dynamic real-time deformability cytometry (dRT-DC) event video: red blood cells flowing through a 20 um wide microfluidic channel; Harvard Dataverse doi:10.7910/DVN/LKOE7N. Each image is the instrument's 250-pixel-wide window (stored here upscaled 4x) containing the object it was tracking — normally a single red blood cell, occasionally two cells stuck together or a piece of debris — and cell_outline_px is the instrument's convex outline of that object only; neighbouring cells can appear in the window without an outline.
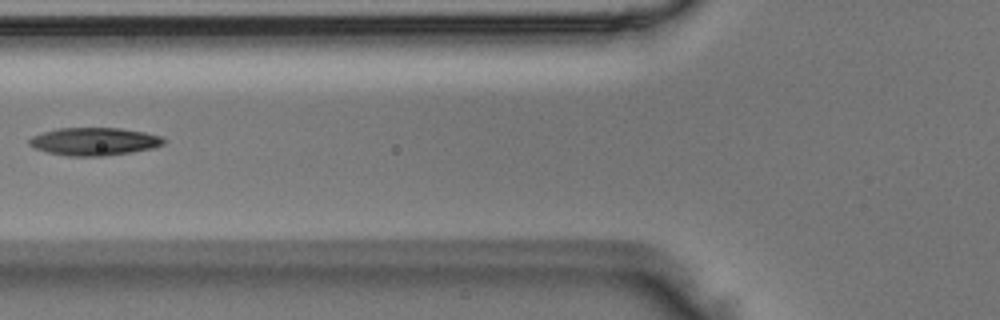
{"species": "Egyptian fruit bat (a non-hibernating species)", "species_latin": "Rousettus aegyptiacus", "temperature_condition": "room temperature", "stored_images_in_passage": 3, "camera_frame_rate_fps": 3000, "um_per_image_px": 0.085, "animal": {"sex": "male"}, "frame": {"image": 1, "passage_image": 3, "time_ms": 0.667, "image_size_px": [1000, 320], "cell_outline_px": [[168, 140], [164, 144], [152, 148], [132, 152], [104, 156], [68, 156], [48, 152], [36, 148], [28, 144], [28, 140], [32, 136], [44, 132], [60, 128], [120, 128], [144, 132], [164, 136]], "centroid_in_image_um": [8.06, 12.02], "position_along_channel_um": 117.7, "area_um2": 21.85}}